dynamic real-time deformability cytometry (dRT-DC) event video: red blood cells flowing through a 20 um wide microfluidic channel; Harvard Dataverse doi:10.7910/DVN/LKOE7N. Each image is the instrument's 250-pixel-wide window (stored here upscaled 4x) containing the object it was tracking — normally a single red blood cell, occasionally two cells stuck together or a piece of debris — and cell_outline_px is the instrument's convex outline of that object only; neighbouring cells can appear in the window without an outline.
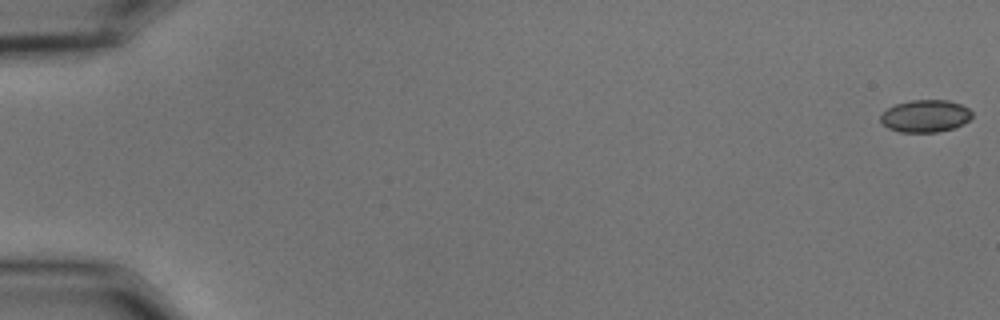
{"species": "common noctule bat (a hibernating species)", "species_latin": "Nyctalus noctula", "temperature_condition": "cold", "stored_images_in_passage": 56, "camera_frame_rate_fps": 3000, "um_per_image_px": 0.085, "animal": {"sex": "male", "body_mass_g": 15.6}, "frame": {"image": 1, "passage_image": 1, "time_ms": 0.0, "image_size_px": [1000, 320], "cell_outline_px": [[972, 116], [968, 120], [952, 128], [936, 132], [900, 132], [888, 128], [880, 120], [880, 116], [888, 108], [896, 104], [912, 100], [948, 100], [960, 104], [968, 108], [972, 112]], "centroid_in_image_um": [78.64, 9.86], "position_along_channel_um": 6.4, "area_um2": 16.99}}
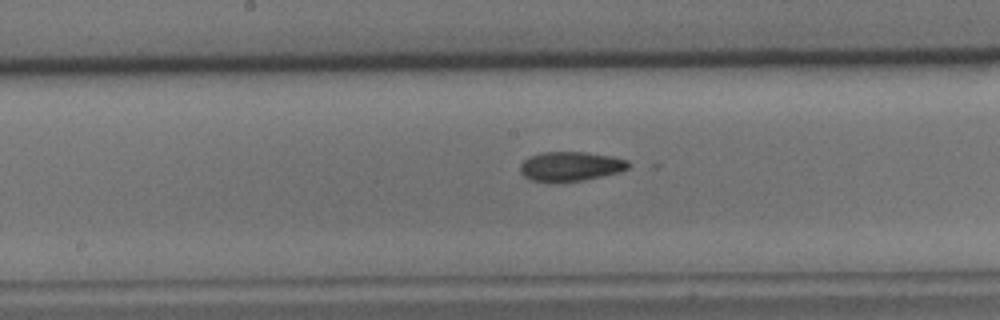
{"frame": {"image": 2, "passage_image": 30, "time_ms": 9.667, "image_size_px": [1000, 320], "cell_outline_px": [[636, 164], [620, 172], [584, 180], [560, 184], [548, 184], [532, 180], [524, 176], [520, 172], [520, 164], [528, 156], [540, 152], [584, 152], [612, 156], [628, 160]], "centroid_in_image_um": [48.5, 14.17], "position_along_channel_um": 199.7, "area_um2": 19.36}}
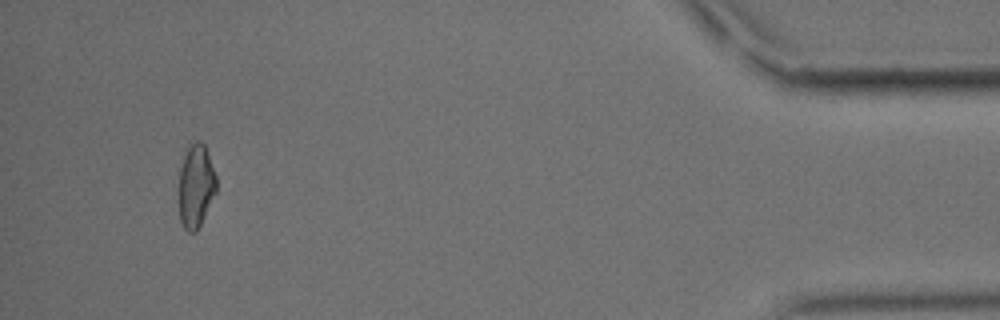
{"frame": {"image": 3, "passage_image": 53, "time_ms": 17.333, "image_size_px": [1000, 320], "cell_outline_px": [[216, 192], [196, 232], [188, 232], [184, 228], [180, 220], [176, 192], [176, 188], [180, 168], [184, 156], [188, 148], [196, 140], [200, 140], [204, 144], [208, 152], [216, 176]], "centroid_in_image_um": [16.6, 15.82], "position_along_channel_um": 418.6, "area_um2": 18.67}, "authors_computed_cell_mechanics": {"area_um2": 18.3226, "velocity_mm_per_s": 3.6952, "shape_relaxation_time_tau1_ms": null, "shape_relaxation_time_tau2_ms": 3.673, "deformation_change_tau1": null, "deformation_change_tau2": 0.105}}